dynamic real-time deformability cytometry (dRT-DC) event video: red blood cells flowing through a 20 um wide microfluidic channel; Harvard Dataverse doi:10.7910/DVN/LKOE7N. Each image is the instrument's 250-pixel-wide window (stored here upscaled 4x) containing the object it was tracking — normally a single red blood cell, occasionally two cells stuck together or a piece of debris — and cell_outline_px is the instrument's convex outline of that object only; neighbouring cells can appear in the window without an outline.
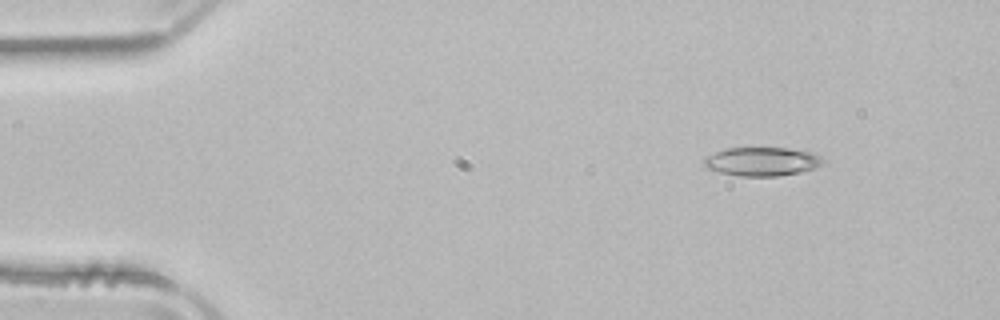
{"species": "common noctule bat (a hibernating species)", "species_latin": "Nyctalus noctula", "temperature_condition": "room temperature", "stored_images_in_passage": 4, "camera_frame_rate_fps": 3000, "um_per_image_px": 0.085, "animal": {"sex": "male", "body_mass_g": 21.5, "forearm_length_mm": 52.0}, "frame": {"image": 1, "passage_image": 1, "time_ms": 0.0, "image_size_px": [1000, 320], "cell_outline_px": [[824, 164], [816, 168], [800, 172], [780, 176], [740, 176], [720, 172], [708, 168], [704, 164], [704, 156], [728, 148], [788, 148], [816, 152], [824, 160]], "centroid_in_image_um": [64.83, 13.72], "position_along_channel_um": 20.2, "area_um2": 20.06}}
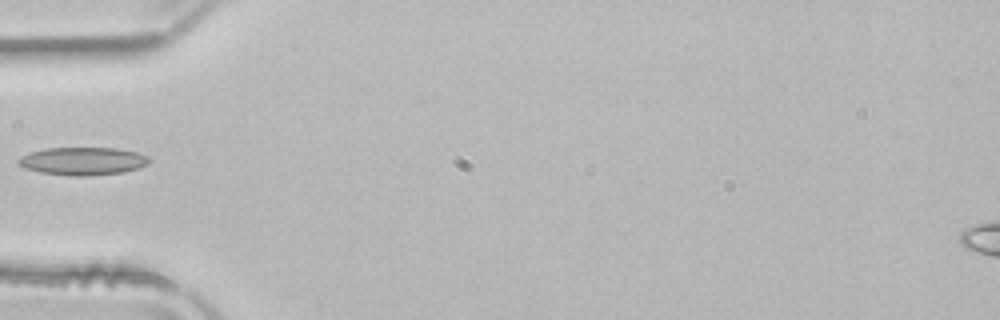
{"frame": {"image": 2, "passage_image": 4, "time_ms": 1.0, "image_size_px": [1000, 320], "cell_outline_px": [[152, 160], [148, 164], [124, 172], [88, 176], [76, 176], [40, 172], [24, 168], [16, 164], [16, 160], [20, 156], [44, 148], [116, 148], [136, 152], [148, 156]], "centroid_in_image_um": [7.02, 13.69], "position_along_channel_um": 78.0, "area_um2": 21.33}}